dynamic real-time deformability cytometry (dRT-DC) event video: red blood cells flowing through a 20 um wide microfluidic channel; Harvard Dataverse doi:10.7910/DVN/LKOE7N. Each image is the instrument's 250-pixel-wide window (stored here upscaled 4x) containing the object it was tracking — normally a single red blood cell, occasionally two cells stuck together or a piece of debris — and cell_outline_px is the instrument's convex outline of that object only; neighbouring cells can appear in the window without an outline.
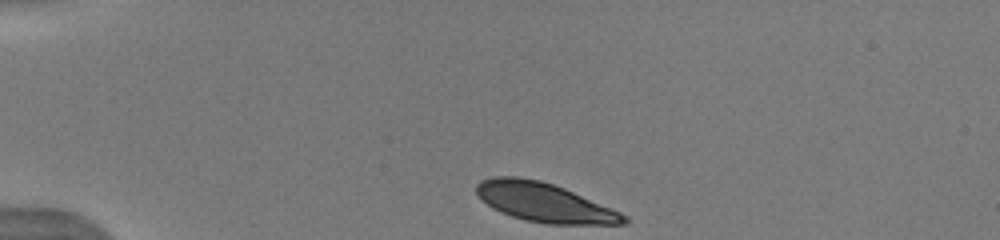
{"species": "human", "species_latin": "Homo sapiens", "temperature_condition": "warm", "stored_images_in_passage": 2, "camera_frame_rate_fps": 3000, "um_per_image_px": 0.085, "donor": {"sex": "male"}, "frame": {"image": 1, "passage_image": 1, "time_ms": 0.0, "image_size_px": [1000, 240], "cell_outline_px": [[628, 220], [624, 224], [544, 224], [524, 220], [512, 216], [492, 208], [480, 200], [476, 192], [476, 184], [480, 180], [492, 176], [516, 176], [540, 180], [564, 188], [612, 208], [628, 216]], "centroid_in_image_um": [46.23, 17.2], "position_along_channel_um": 38.8, "area_um2": 33.7}}